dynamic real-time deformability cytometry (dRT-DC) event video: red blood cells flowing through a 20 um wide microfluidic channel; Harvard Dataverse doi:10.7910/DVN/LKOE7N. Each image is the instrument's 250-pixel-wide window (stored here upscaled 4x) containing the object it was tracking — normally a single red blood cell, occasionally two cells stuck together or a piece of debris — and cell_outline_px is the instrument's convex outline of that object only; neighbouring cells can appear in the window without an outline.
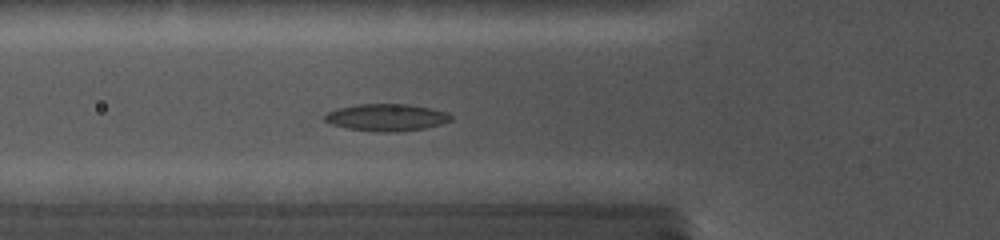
{"species": "common noctule bat (a hibernating species)", "species_latin": "Nyctalus noctula", "temperature_condition": "cold", "stored_images_in_passage": 5, "camera_frame_rate_fps": 5000, "um_per_image_px": 0.085, "animal": {"sex": "female", "body_mass_g": 19.0, "forearm_length_mm": 56.7}, "frame": {"image": 1, "passage_image": 5, "time_ms": 2.8, "image_size_px": [1000, 240], "cell_outline_px": [[452, 120], [444, 124], [424, 128], [396, 132], [380, 132], [348, 128], [332, 124], [324, 120], [324, 116], [328, 112], [336, 108], [356, 104], [408, 104], [448, 112], [452, 116]], "centroid_in_image_um": [32.87, 9.98], "position_along_channel_um": 92.9, "area_um2": 19.94}}